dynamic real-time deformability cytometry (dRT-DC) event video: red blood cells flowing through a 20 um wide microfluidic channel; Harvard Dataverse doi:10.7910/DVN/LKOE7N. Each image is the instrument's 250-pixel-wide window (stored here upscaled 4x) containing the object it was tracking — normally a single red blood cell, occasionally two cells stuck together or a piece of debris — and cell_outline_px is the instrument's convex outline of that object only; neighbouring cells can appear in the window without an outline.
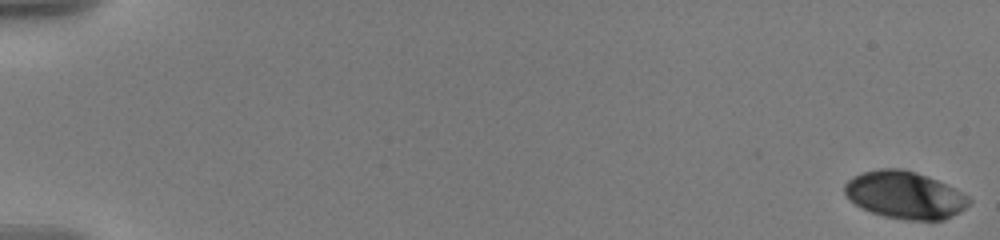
{"species": "human", "species_latin": "Homo sapiens", "temperature_condition": "warm", "stored_images_in_passage": 17, "camera_frame_rate_fps": 3000, "um_per_image_px": 0.085, "donor": {"sex": "male"}, "frame": {"image": 1, "passage_image": 1, "time_ms": 0.0, "image_size_px": [1000, 240], "cell_outline_px": [[972, 200], [960, 212], [944, 220], [904, 220], [884, 216], [860, 208], [848, 200], [844, 192], [844, 184], [848, 180], [864, 172], [880, 168], [904, 168], [928, 176], [968, 196]], "centroid_in_image_um": [76.88, 16.58], "position_along_channel_um": 8.1, "area_um2": 34.33}}
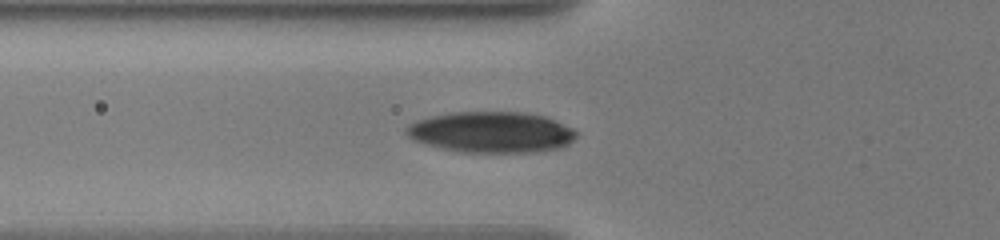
{"frame": {"image": 2, "passage_image": 15, "time_ms": 7.333, "image_size_px": [1000, 240], "cell_outline_px": [[576, 136], [568, 144], [560, 148], [540, 152], [456, 152], [428, 144], [416, 140], [408, 136], [404, 132], [404, 128], [408, 124], [416, 120], [432, 116], [452, 112], [524, 112], [544, 116], [572, 128], [576, 132]], "centroid_in_image_um": [41.75, 11.24], "position_along_channel_um": 84.1, "area_um2": 40.58}}
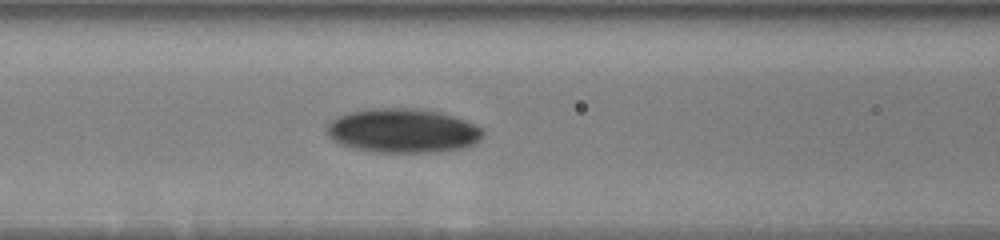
{"frame": {"image": 3, "passage_image": 17, "time_ms": 8.667, "image_size_px": [1000, 240], "cell_outline_px": [[484, 132], [480, 140], [476, 144], [464, 148], [440, 152], [368, 152], [340, 144], [332, 140], [328, 136], [328, 124], [332, 120], [348, 112], [368, 108], [424, 108], [440, 112], [476, 124], [484, 128]], "centroid_in_image_um": [34.28, 11.11], "position_along_channel_um": 132.3, "area_um2": 40.69}}